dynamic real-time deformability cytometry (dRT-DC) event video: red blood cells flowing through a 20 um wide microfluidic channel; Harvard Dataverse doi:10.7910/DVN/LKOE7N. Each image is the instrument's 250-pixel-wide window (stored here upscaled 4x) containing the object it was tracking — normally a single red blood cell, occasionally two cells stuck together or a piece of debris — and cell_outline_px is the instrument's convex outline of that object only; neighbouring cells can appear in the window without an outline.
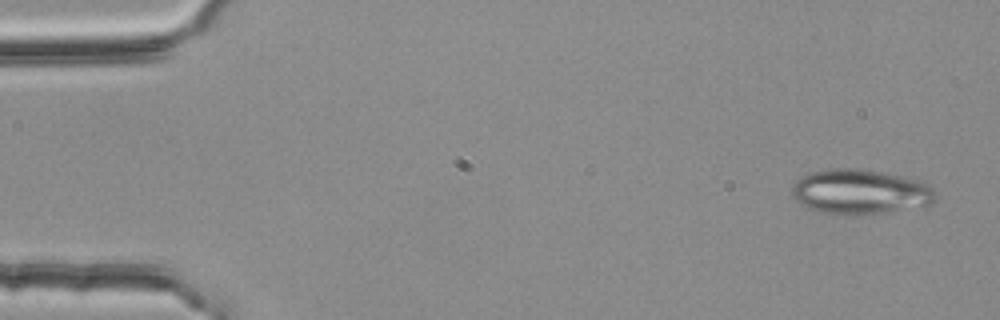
{"species": "common noctule bat (a hibernating species)", "species_latin": "Nyctalus noctula", "temperature_condition": "room temperature", "stored_images_in_passage": 4, "camera_frame_rate_fps": 3000, "um_per_image_px": 0.085, "animal": {"sex": "female", "body_mass_g": 25.1}, "frame": {"image": 1, "passage_image": 1, "time_ms": 0.0, "image_size_px": [1000, 320], "cell_outline_px": [[936, 200], [928, 204], [884, 212], [824, 212], [808, 208], [800, 204], [792, 196], [792, 184], [796, 180], [812, 172], [832, 168], [848, 168], [912, 176], [924, 180], [936, 192]], "centroid_in_image_um": [73.15, 16.25], "position_along_channel_um": 11.8, "area_um2": 36.76}}